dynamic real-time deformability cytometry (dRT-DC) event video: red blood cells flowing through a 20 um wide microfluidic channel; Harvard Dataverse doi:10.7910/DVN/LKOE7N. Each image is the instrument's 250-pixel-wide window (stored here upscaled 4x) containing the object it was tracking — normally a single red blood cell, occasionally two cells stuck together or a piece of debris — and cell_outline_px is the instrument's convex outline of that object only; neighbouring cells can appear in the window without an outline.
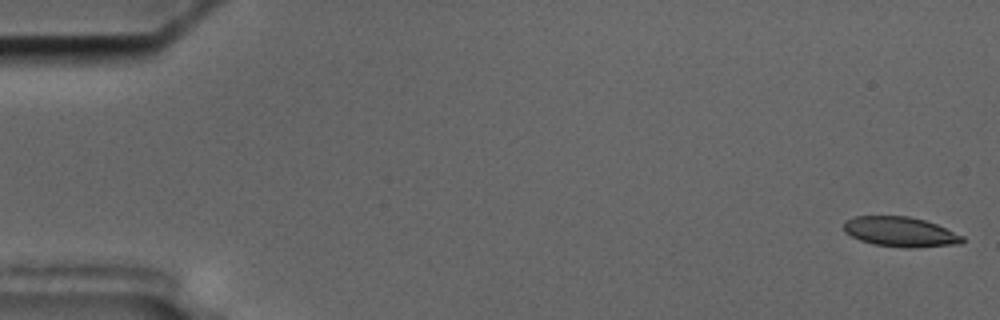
{"species": "common noctule bat (a hibernating species)", "species_latin": "Nyctalus noctula", "temperature_condition": "cold", "stored_images_in_passage": 56, "camera_frame_rate_fps": 3000, "um_per_image_px": 0.085, "animal": {"sex": "male", "body_mass_g": 17.5, "forearm_length_mm": 52.3}, "frame": {"image": 1, "passage_image": 1, "time_ms": 0.0, "image_size_px": [1000, 320], "cell_outline_px": [[964, 240], [960, 244], [912, 248], [904, 248], [872, 244], [860, 240], [844, 232], [844, 220], [856, 216], [908, 216], [924, 220], [936, 224], [964, 236]], "centroid_in_image_um": [76.52, 19.71], "position_along_channel_um": 8.5, "area_um2": 20.75}}
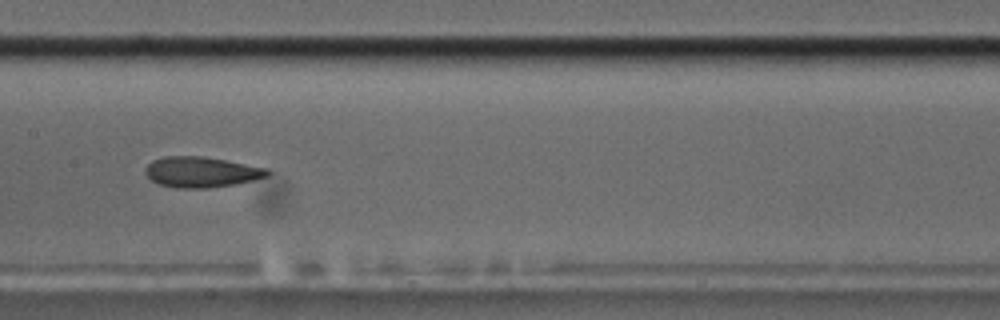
{"frame": {"image": 2, "passage_image": 28, "time_ms": 9.0, "image_size_px": [1000, 320], "cell_outline_px": [[272, 172], [268, 176], [236, 184], [208, 188], [176, 188], [160, 184], [152, 180], [144, 172], [144, 168], [152, 160], [164, 156], [200, 156], [224, 160], [268, 168]], "centroid_in_image_um": [17.11, 14.62], "position_along_channel_um": 190.3, "area_um2": 21.73}}
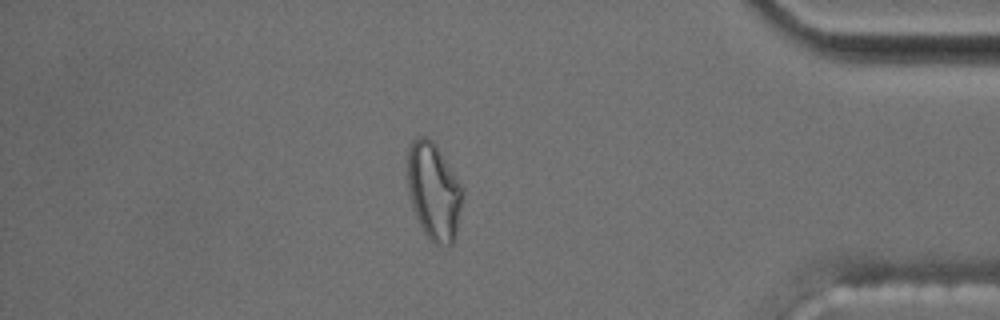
{"frame": {"image": 3, "passage_image": 48, "time_ms": 15.667, "image_size_px": [1000, 320], "cell_outline_px": [[464, 192], [456, 236], [452, 244], [448, 248], [436, 244], [424, 232], [416, 216], [412, 204], [408, 188], [408, 148], [412, 140], [420, 136], [428, 136], [436, 144], [464, 188]], "centroid_in_image_um": [36.9, 16.26], "position_along_channel_um": 398.3, "area_um2": 31.39}, "authors_computed_cell_mechanics": {"area_um2": 21.964, "velocity_mm_per_s": 3.618, "shape_relaxation_time_tau1_ms": null, "shape_relaxation_time_tau2_ms": 2.9008, "deformation_change_tau1": null, "deformation_change_tau2": 0.0845}}